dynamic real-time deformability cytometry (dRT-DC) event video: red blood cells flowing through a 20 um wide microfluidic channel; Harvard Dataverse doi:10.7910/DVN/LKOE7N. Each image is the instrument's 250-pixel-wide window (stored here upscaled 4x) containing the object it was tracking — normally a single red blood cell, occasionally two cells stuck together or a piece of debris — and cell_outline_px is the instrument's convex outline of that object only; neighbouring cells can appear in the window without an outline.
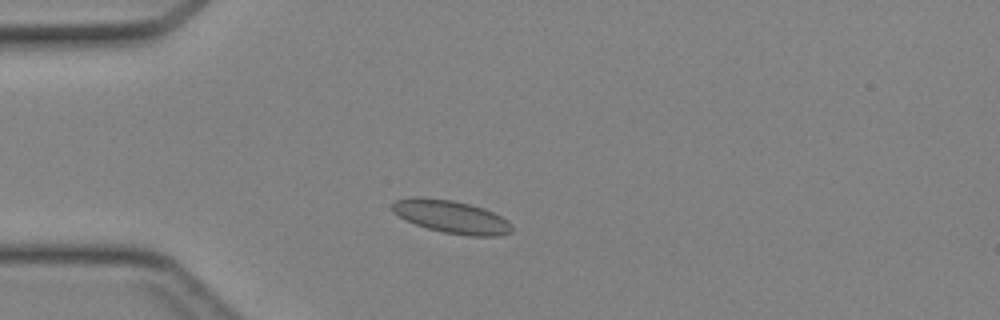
{"species": "Egyptian fruit bat (a non-hibernating species)", "species_latin": "Rousettus aegyptiacus", "temperature_condition": "cold", "stored_images_in_passage": 40, "camera_frame_rate_fps": 3000, "um_per_image_px": 0.085, "animal": {"sex": "female"}, "frame": {"image": 1, "passage_image": 7, "time_ms": 2.0, "image_size_px": [1000, 320], "cell_outline_px": [[512, 232], [500, 236], [468, 236], [444, 232], [428, 228], [404, 220], [392, 212], [392, 204], [396, 200], [412, 196], [424, 196], [452, 200], [484, 208], [508, 220], [512, 224]], "centroid_in_image_um": [38.35, 18.42], "position_along_channel_um": 46.7, "area_um2": 23.12}}
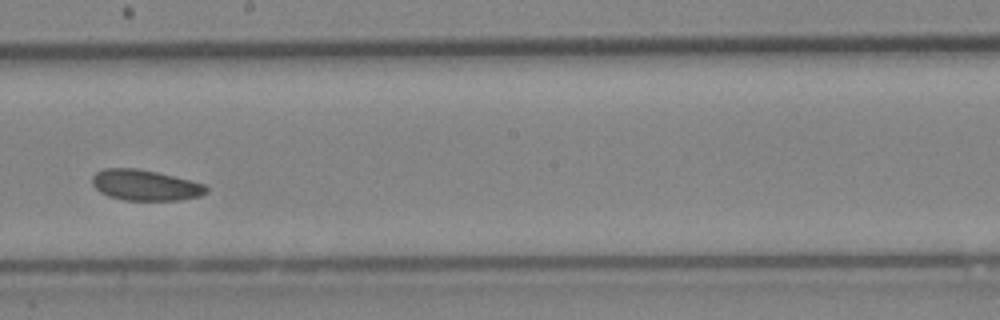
{"frame": {"image": 2, "passage_image": 21, "time_ms": 6.667, "image_size_px": [1000, 320], "cell_outline_px": [[208, 192], [200, 196], [180, 200], [124, 200], [108, 196], [100, 192], [92, 184], [92, 176], [96, 172], [104, 168], [136, 168], [156, 172], [204, 184], [208, 188]], "centroid_in_image_um": [12.32, 15.74], "position_along_channel_um": 235.9, "area_um2": 20.35}}
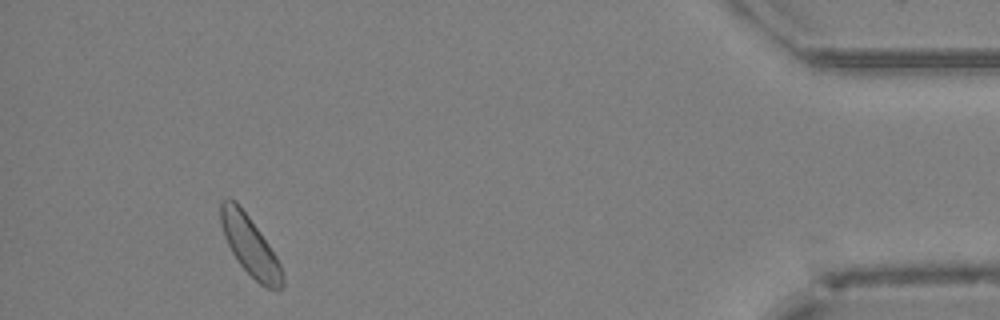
{"frame": {"image": 3, "passage_image": 37, "time_ms": 12.0, "image_size_px": [1000, 320], "cell_outline_px": [[284, 288], [276, 292], [260, 284], [240, 264], [232, 252], [224, 236], [220, 224], [220, 200], [228, 196], [236, 200], [248, 216], [268, 244], [276, 256], [280, 264], [284, 280]], "centroid_in_image_um": [21.24, 20.88], "position_along_channel_um": 414.0, "area_um2": 21.33}}